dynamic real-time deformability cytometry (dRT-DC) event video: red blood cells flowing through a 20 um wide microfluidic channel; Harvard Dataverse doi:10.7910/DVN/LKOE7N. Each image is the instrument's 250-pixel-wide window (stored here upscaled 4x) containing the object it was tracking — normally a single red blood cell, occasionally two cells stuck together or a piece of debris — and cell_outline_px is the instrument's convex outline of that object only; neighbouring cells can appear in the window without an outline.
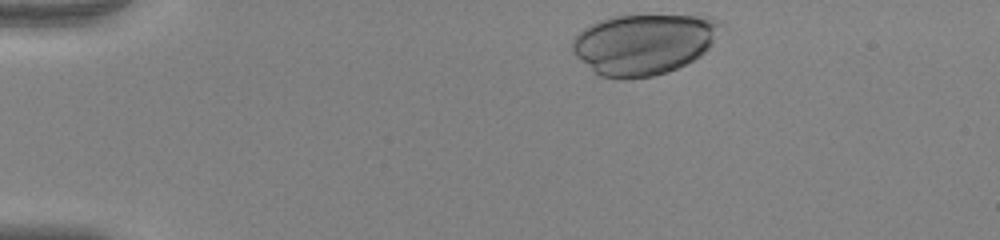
{"species": "human", "species_latin": "Homo sapiens", "temperature_condition": "warm", "stored_images_in_passage": 36, "camera_frame_rate_fps": 3000, "um_per_image_px": 0.085, "donor": {"sex": "female"}, "frame": {"image": 1, "passage_image": 1, "time_ms": 0.0, "image_size_px": [1000, 240], "cell_outline_px": [[716, 24], [712, 44], [700, 56], [668, 72], [652, 76], [628, 80], [620, 80], [600, 76], [576, 56], [572, 52], [572, 40], [584, 28], [608, 16], [712, 16], [716, 20]], "centroid_in_image_um": [54.63, 3.77], "position_along_channel_um": 30.4, "area_um2": 51.79}}
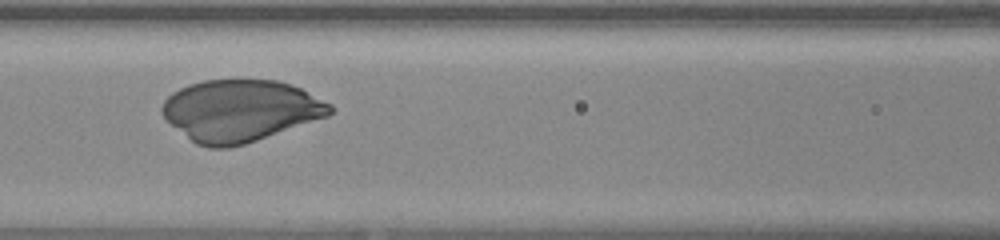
{"frame": {"image": 2, "passage_image": 16, "time_ms": 5.0, "image_size_px": [1000, 240], "cell_outline_px": [[336, 108], [328, 116], [244, 144], [228, 148], [208, 148], [196, 144], [172, 124], [164, 116], [160, 108], [164, 100], [172, 92], [188, 84], [204, 80], [276, 80], [300, 88], [332, 104]], "centroid_in_image_um": [20.42, 9.4], "position_along_channel_um": 146.2, "area_um2": 60.05}}
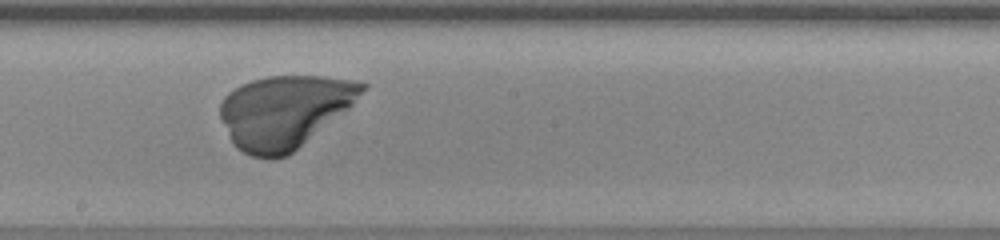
{"frame": {"image": 3, "passage_image": 22, "time_ms": 7.0, "image_size_px": [1000, 240], "cell_outline_px": [[368, 88], [348, 108], [288, 156], [272, 160], [252, 156], [236, 148], [232, 144], [220, 116], [220, 104], [224, 96], [228, 92], [240, 84], [252, 80], [268, 76], [324, 76], [352, 80], [368, 84]], "centroid_in_image_um": [24.15, 9.49], "position_along_channel_um": 224.0, "area_um2": 60.17}}